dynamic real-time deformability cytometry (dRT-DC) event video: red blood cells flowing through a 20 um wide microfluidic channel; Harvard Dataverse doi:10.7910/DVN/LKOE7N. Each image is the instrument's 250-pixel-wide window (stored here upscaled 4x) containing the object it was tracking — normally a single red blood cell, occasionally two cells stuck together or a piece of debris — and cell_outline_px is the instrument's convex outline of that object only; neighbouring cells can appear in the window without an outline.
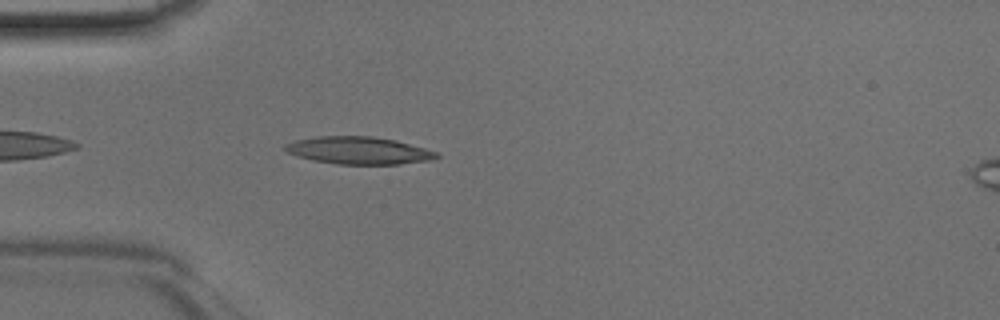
{"species": "Egyptian fruit bat (a non-hibernating species)", "species_latin": "Rousettus aegyptiacus", "temperature_condition": "room temperature", "stored_images_in_passage": 33, "camera_frame_rate_fps": 3000, "um_per_image_px": 0.085, "animal": {"sex": "male"}, "frame": {"image": 1, "passage_image": 4, "time_ms": 1.0, "image_size_px": [1000, 320], "cell_outline_px": [[440, 156], [432, 160], [400, 164], [336, 164], [312, 160], [296, 156], [288, 152], [284, 148], [284, 144], [296, 140], [316, 136], [372, 136], [396, 140], [424, 148], [436, 152]], "centroid_in_image_um": [30.47, 12.79], "position_along_channel_um": 54.5, "area_um2": 24.22}}
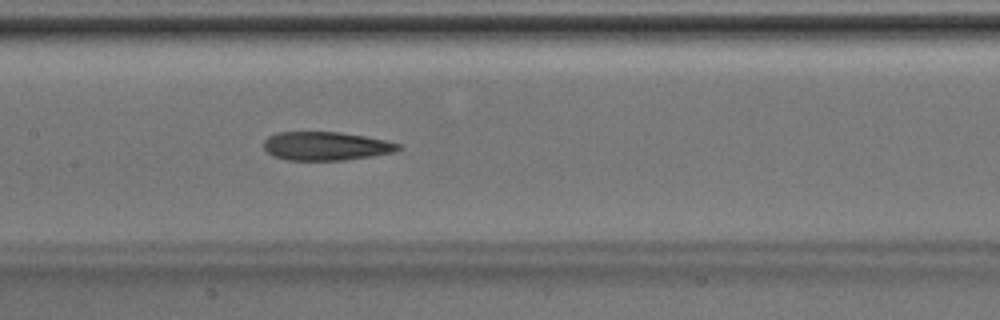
{"frame": {"image": 2, "passage_image": 13, "time_ms": 4.0, "image_size_px": [1000, 320], "cell_outline_px": [[400, 148], [396, 152], [372, 156], [344, 160], [288, 160], [272, 156], [264, 148], [264, 140], [268, 136], [276, 132], [340, 132], [364, 136], [384, 140], [400, 144]], "centroid_in_image_um": [27.68, 12.41], "position_along_channel_um": 179.7, "area_um2": 22.43}}
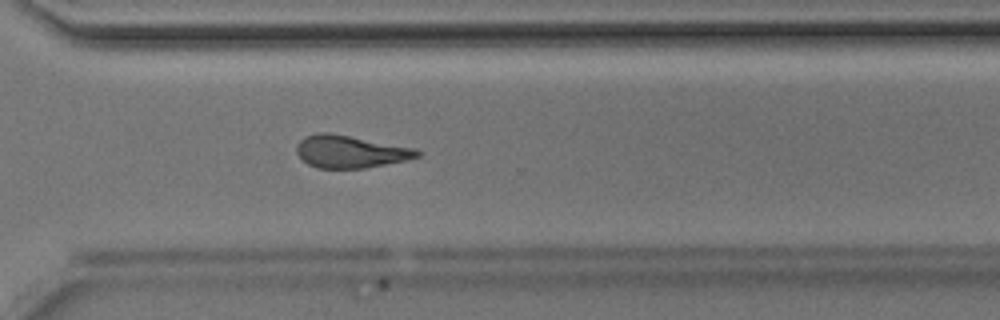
{"frame": {"image": 3, "passage_image": 24, "time_ms": 7.667, "image_size_px": [1000, 320], "cell_outline_px": [[424, 152], [420, 156], [408, 160], [364, 168], [316, 168], [308, 164], [296, 152], [296, 144], [304, 136], [316, 132], [328, 132], [416, 148]], "centroid_in_image_um": [29.79, 12.88], "position_along_channel_um": 340.8, "area_um2": 23.0}}